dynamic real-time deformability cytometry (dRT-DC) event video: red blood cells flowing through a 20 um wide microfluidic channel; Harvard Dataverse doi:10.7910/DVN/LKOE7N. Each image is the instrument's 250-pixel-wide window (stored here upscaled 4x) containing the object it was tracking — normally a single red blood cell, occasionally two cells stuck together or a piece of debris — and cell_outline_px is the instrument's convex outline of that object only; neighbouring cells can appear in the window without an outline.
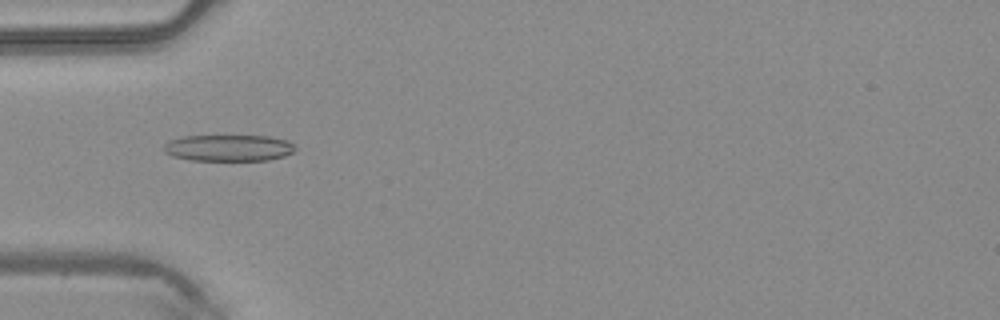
{"species": "common noctule bat (a hibernating species)", "species_latin": "Nyctalus noctula", "temperature_condition": "warm", "stored_images_in_passage": 10, "camera_frame_rate_fps": 3000, "um_per_image_px": 0.085, "animal": {"sex": "male", "body_mass_g": 20.4}, "frame": {"image": 1, "passage_image": 10, "time_ms": 3.0, "image_size_px": [1000, 320], "cell_outline_px": [[296, 152], [284, 156], [268, 160], [192, 160], [172, 156], [164, 152], [164, 144], [168, 140], [184, 136], [268, 136], [288, 140], [296, 144]], "centroid_in_image_um": [19.47, 12.57], "position_along_channel_um": 65.5, "area_um2": 20.46}}